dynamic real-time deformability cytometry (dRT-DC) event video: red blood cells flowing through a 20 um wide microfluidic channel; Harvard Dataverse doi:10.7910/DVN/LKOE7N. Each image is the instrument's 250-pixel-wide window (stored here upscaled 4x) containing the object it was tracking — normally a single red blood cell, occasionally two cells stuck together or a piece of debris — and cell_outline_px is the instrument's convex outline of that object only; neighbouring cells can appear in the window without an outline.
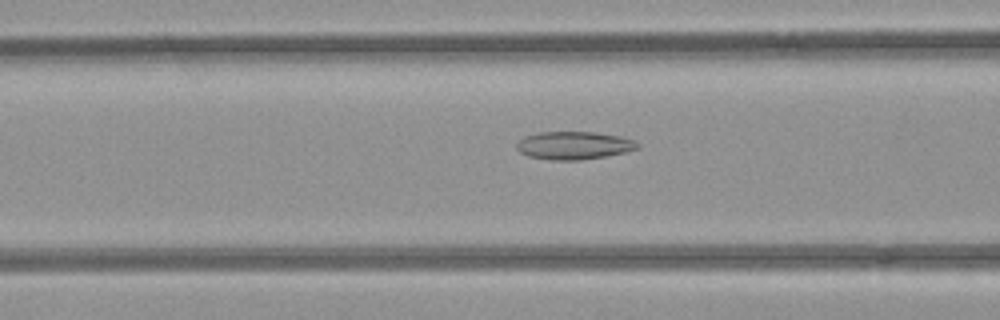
{"species": "common noctule bat (a hibernating species)", "species_latin": "Nyctalus noctula", "temperature_condition": "room temperature", "stored_images_in_passage": 32, "camera_frame_rate_fps": 3000, "um_per_image_px": 0.085, "animal": {"sex": "female", "body_mass_g": 21.9}, "frame": {"image": 1, "passage_image": 5, "time_ms": 1.333, "image_size_px": [1000, 320], "cell_outline_px": [[640, 148], [624, 152], [604, 156], [580, 160], [552, 160], [528, 156], [520, 152], [516, 148], [516, 144], [524, 136], [540, 132], [596, 132], [620, 136], [636, 140], [640, 144]], "centroid_in_image_um": [48.8, 12.35], "position_along_channel_um": 117.8, "area_um2": 19.71}}
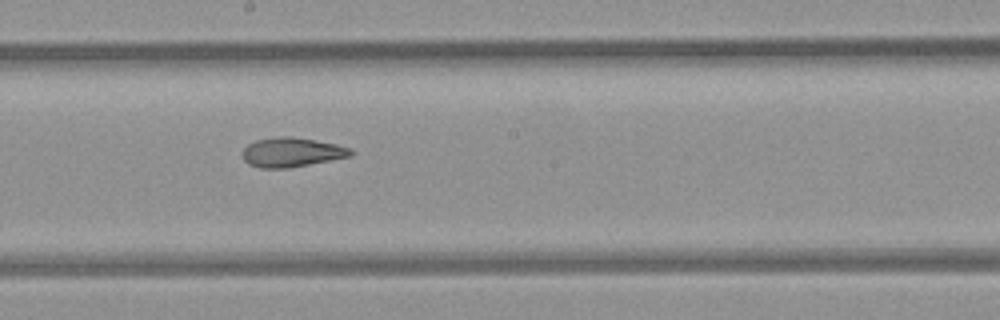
{"frame": {"image": 2, "passage_image": 13, "time_ms": 4.0, "image_size_px": [1000, 320], "cell_outline_px": [[356, 152], [352, 156], [288, 168], [260, 168], [248, 164], [244, 160], [244, 148], [248, 144], [256, 140], [276, 136], [288, 136], [316, 140], [336, 144], [352, 148]], "centroid_in_image_um": [24.84, 12.94], "position_along_channel_um": 223.4, "area_um2": 18.61}}
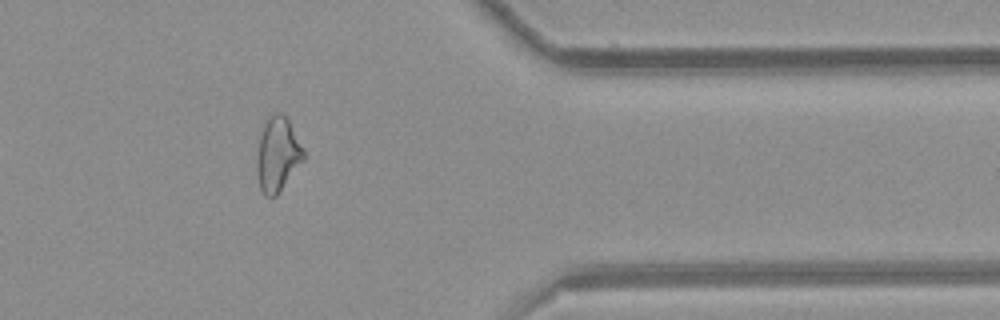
{"frame": {"image": 3, "passage_image": 27, "time_ms": 8.667, "image_size_px": [1000, 320], "cell_outline_px": [[304, 160], [276, 196], [264, 196], [260, 188], [256, 172], [256, 156], [260, 136], [264, 120], [268, 116], [276, 112], [280, 112], [288, 120], [304, 152]], "centroid_in_image_um": [23.56, 13.13], "position_along_channel_um": 387.8, "area_um2": 20.17}, "authors_computed_cell_mechanics": {"area_um2": 19.1029, "velocity_mm_per_s": 3.9398, "shape_relaxation_time_tau1_ms": null, "shape_relaxation_time_tau2_ms": 2.5399, "deformation_change_tau1": null, "deformation_change_tau2": 0.0995}}